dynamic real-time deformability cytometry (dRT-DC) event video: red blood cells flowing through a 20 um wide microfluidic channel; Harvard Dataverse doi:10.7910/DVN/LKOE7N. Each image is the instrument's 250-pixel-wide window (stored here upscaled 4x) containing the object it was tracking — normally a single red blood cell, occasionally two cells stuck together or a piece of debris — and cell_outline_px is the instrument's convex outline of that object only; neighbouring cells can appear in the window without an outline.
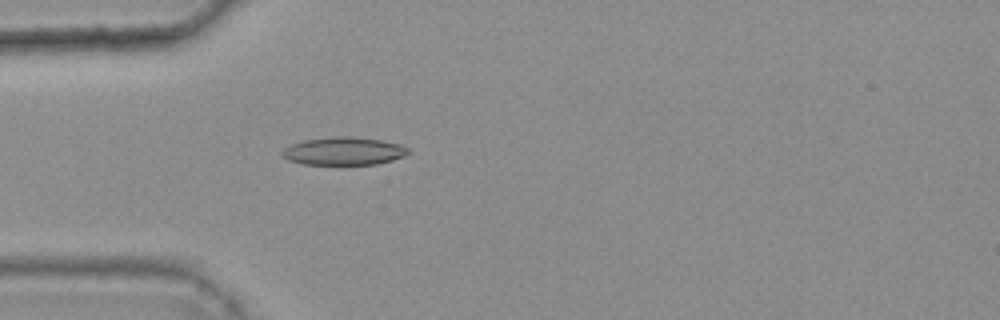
{"species": "common noctule bat (a hibernating species)", "species_latin": "Nyctalus noctula", "temperature_condition": "warm", "stored_images_in_passage": 47, "camera_frame_rate_fps": 3000, "um_per_image_px": 0.085, "animal": {"sex": "female", "body_mass_g": 25.1}, "frame": {"image": 1, "passage_image": 16, "time_ms": 5.0, "image_size_px": [1000, 320], "cell_outline_px": [[408, 152], [404, 156], [392, 160], [376, 164], [340, 168], [304, 164], [288, 160], [280, 156], [280, 152], [284, 148], [292, 144], [304, 140], [336, 136], [352, 136], [380, 140], [400, 144], [408, 148]], "centroid_in_image_um": [29.17, 12.9], "position_along_channel_um": 55.8, "area_um2": 21.5}}
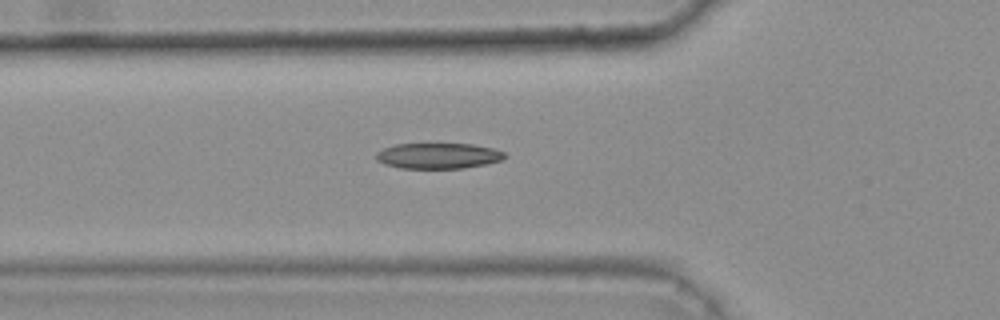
{"frame": {"image": 2, "passage_image": 19, "time_ms": 6.0, "image_size_px": [1000, 320], "cell_outline_px": [[508, 156], [500, 160], [484, 164], [460, 168], [400, 168], [384, 164], [376, 160], [376, 152], [384, 148], [396, 144], [472, 144], [492, 148], [504, 152]], "centroid_in_image_um": [37.22, 13.24], "position_along_channel_um": 88.6, "area_um2": 19.07}}
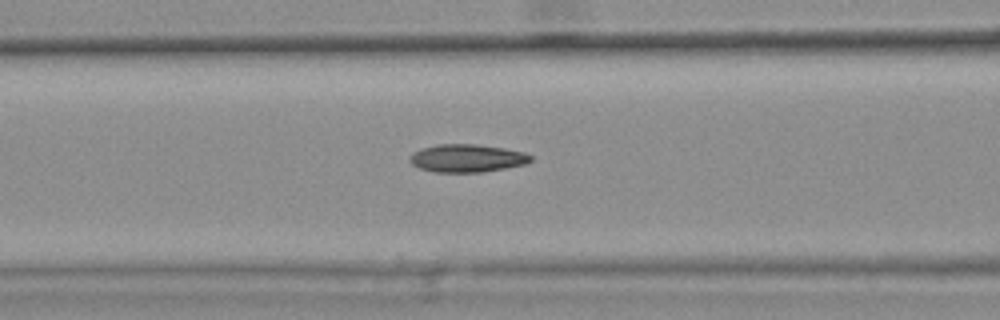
{"frame": {"image": 3, "passage_image": 22, "time_ms": 7.0, "image_size_px": [1000, 320], "cell_outline_px": [[532, 160], [524, 164], [484, 172], [436, 172], [420, 168], [412, 164], [408, 160], [408, 156], [412, 152], [420, 148], [436, 144], [476, 144], [504, 148], [524, 152], [532, 156]], "centroid_in_image_um": [39.65, 13.44], "position_along_channel_um": 127.0, "area_um2": 19.77}, "authors_computed_cell_mechanics": {"area_um2": 19.4786, "velocity_mm_per_s": 3.7786, "shape_relaxation_time_tau1_ms": null, "shape_relaxation_time_tau2_ms": 1.9521, "deformation_change_tau1": null, "deformation_change_tau2": 0.0912}}